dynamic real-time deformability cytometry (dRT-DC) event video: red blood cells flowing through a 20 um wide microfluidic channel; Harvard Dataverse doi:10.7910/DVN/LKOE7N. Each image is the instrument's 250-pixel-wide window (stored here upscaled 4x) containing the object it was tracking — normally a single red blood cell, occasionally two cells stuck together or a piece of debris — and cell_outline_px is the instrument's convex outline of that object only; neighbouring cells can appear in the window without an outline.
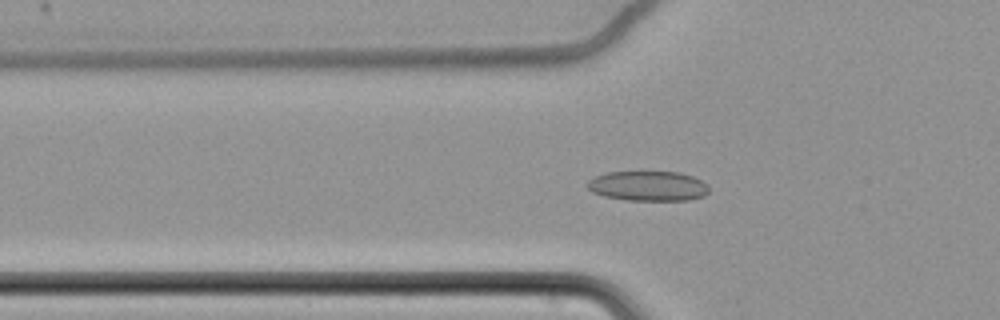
{"species": "common noctule bat (a hibernating species)", "species_latin": "Nyctalus noctula", "temperature_condition": "cold", "stored_images_in_passage": 63, "camera_frame_rate_fps": 3000, "um_per_image_px": 0.085, "animal": {"sex": "female", "body_mass_g": 22.7, "forearm_length_mm": 54.2}, "frame": {"image": 1, "passage_image": 24, "time_ms": 7.667, "image_size_px": [1000, 320], "cell_outline_px": [[708, 192], [704, 196], [688, 200], [624, 200], [604, 196], [592, 192], [584, 184], [588, 180], [596, 176], [608, 172], [680, 172], [692, 176], [708, 184]], "centroid_in_image_um": [55.07, 15.81], "position_along_channel_um": 70.7, "area_um2": 21.27}}
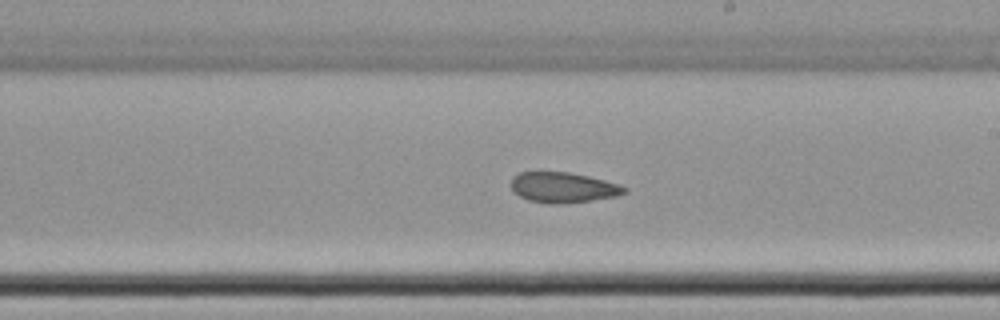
{"frame": {"image": 2, "passage_image": 39, "time_ms": 12.667, "image_size_px": [1000, 320], "cell_outline_px": [[628, 192], [616, 196], [560, 204], [552, 204], [528, 200], [512, 192], [512, 176], [520, 172], [568, 172], [588, 176], [620, 184], [628, 188]], "centroid_in_image_um": [47.86, 15.93], "position_along_channel_um": 241.1, "area_um2": 20.0}}
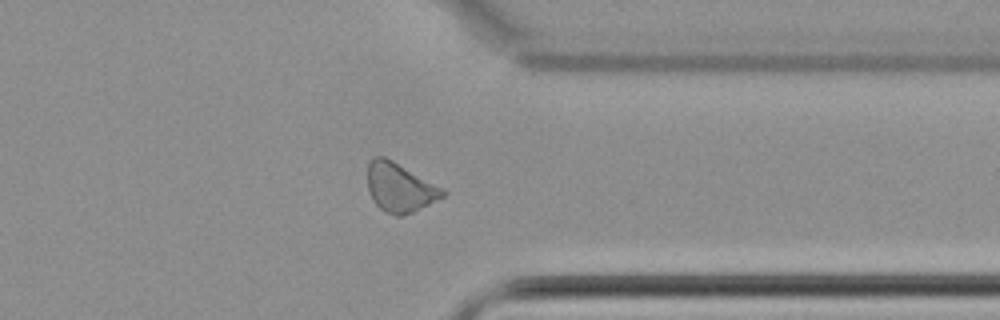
{"frame": {"image": 3, "passage_image": 51, "time_ms": 16.667, "image_size_px": [1000, 320], "cell_outline_px": [[448, 192], [444, 196], [412, 212], [400, 216], [396, 216], [384, 212], [372, 200], [368, 188], [368, 164], [372, 156], [384, 156], [392, 160], [444, 188]], "centroid_in_image_um": [33.97, 15.93], "position_along_channel_um": 377.4, "area_um2": 21.44}, "authors_computed_cell_mechanics": {"area_um2": 21.4438, "velocity_mm_per_s": 3.4633, "shape_relaxation_time_tau1_ms": null, "shape_relaxation_time_tau2_ms": 3.9279, "deformation_change_tau1": null, "deformation_change_tau2": 0.0901}}